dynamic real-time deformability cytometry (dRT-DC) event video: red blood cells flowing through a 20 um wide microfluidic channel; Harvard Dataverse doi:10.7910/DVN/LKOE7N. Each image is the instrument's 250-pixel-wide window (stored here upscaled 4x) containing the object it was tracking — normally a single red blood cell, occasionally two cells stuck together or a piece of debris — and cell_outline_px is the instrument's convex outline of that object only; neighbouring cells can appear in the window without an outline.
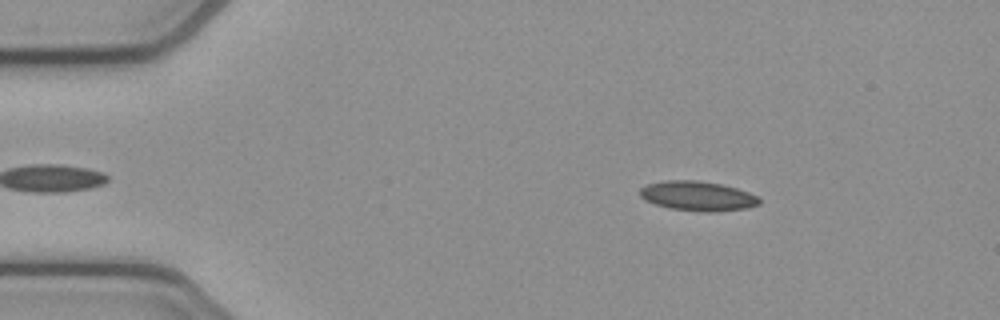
{"species": "common noctule bat (a hibernating species)", "species_latin": "Nyctalus noctula", "temperature_condition": "cold", "stored_images_in_passage": 50, "camera_frame_rate_fps": 3000, "um_per_image_px": 0.085, "animal": {"sex": "female", "body_mass_g": 21.9}, "frame": {"image": 1, "passage_image": 6, "time_ms": 1.667, "image_size_px": [1000, 320], "cell_outline_px": [[760, 204], [748, 208], [716, 212], [708, 212], [668, 208], [644, 200], [640, 196], [640, 188], [648, 184], [664, 180], [696, 180], [720, 184], [736, 188], [748, 192], [756, 196], [760, 200]], "centroid_in_image_um": [59.29, 16.66], "position_along_channel_um": 25.7, "area_um2": 20.58}}
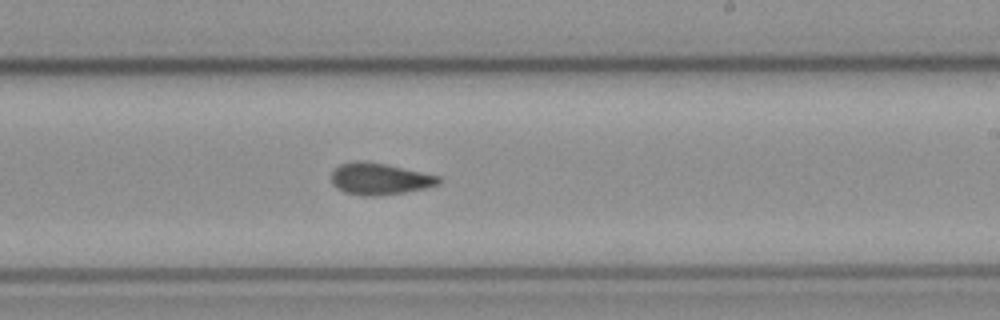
{"frame": {"image": 2, "passage_image": 29, "time_ms": 9.333, "image_size_px": [1000, 320], "cell_outline_px": [[440, 184], [424, 188], [404, 192], [376, 196], [360, 196], [344, 192], [336, 188], [332, 184], [332, 172], [340, 164], [356, 160], [360, 160], [384, 164], [440, 176]], "centroid_in_image_um": [32.23, 15.21], "position_along_channel_um": 256.8, "area_um2": 19.71}}
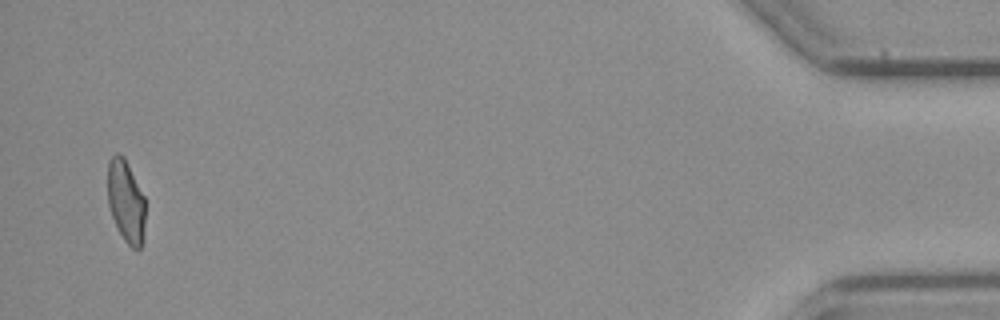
{"frame": {"image": 3, "passage_image": 49, "time_ms": 16.0, "image_size_px": [1000, 320], "cell_outline_px": [[144, 240], [140, 248], [132, 248], [124, 240], [112, 216], [108, 204], [108, 160], [116, 152], [120, 152], [124, 156], [144, 196]], "centroid_in_image_um": [10.7, 17.08], "position_along_channel_um": 424.5, "area_um2": 18.03}, "authors_computed_cell_mechanics": {"area_um2": 19.4497, "velocity_mm_per_s": 3.8671, "shape_relaxation_time_tau1_ms": null, "shape_relaxation_time_tau2_ms": 3.0523, "deformation_change_tau1": null, "deformation_change_tau2": 0.0936}}